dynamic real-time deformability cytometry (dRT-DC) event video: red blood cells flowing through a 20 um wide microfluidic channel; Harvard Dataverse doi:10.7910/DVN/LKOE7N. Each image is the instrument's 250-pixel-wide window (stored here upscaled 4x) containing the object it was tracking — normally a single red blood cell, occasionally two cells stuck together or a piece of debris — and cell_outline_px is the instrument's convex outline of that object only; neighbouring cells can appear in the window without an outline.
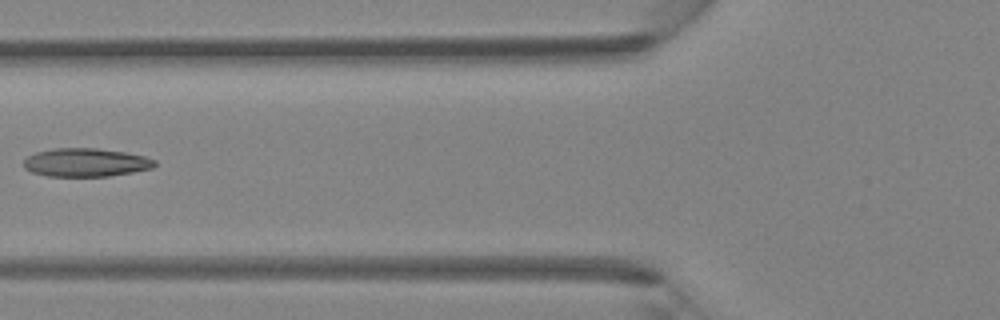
{"species": "Egyptian fruit bat (a non-hibernating species)", "species_latin": "Rousettus aegyptiacus", "temperature_condition": "room temperature", "stored_images_in_passage": 2, "camera_frame_rate_fps": 3000, "um_per_image_px": 0.085, "animal": {"sex": "female"}, "frame": {"image": 1, "passage_image": 2, "time_ms": 0.333, "image_size_px": [1000, 320], "cell_outline_px": [[156, 164], [152, 168], [132, 172], [108, 176], [48, 176], [32, 172], [24, 168], [24, 160], [28, 156], [36, 152], [56, 148], [96, 148], [124, 152], [144, 156], [156, 160]], "centroid_in_image_um": [7.29, 13.81], "position_along_channel_um": 118.5, "area_um2": 21.56}}